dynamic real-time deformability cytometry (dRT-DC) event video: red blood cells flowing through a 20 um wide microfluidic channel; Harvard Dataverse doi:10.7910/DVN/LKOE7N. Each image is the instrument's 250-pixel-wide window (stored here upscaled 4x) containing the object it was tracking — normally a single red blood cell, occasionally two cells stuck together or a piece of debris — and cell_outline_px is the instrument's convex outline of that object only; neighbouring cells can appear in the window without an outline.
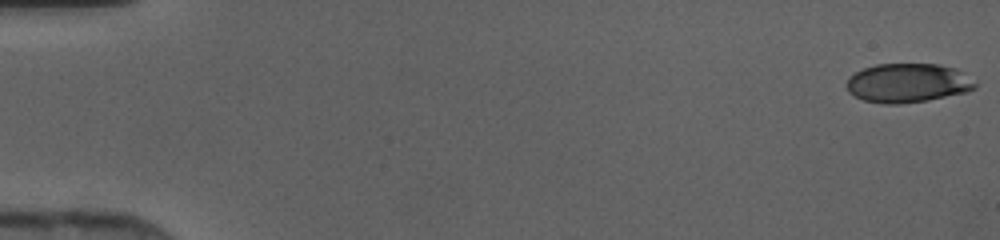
{"species": "human", "species_latin": "Homo sapiens", "temperature_condition": "cold", "stored_images_in_passage": 46, "camera_frame_rate_fps": 3000, "um_per_image_px": 0.085, "donor": {"sex": "female"}, "frame": {"image": 1, "passage_image": 1, "time_ms": 0.0, "image_size_px": [1000, 240], "cell_outline_px": [[976, 88], [968, 92], [928, 100], [900, 104], [884, 104], [864, 100], [848, 92], [844, 84], [848, 76], [864, 68], [876, 64], [940, 64], [956, 68], [976, 84]], "centroid_in_image_um": [77.12, 7.06], "position_along_channel_um": 7.9, "area_um2": 29.42}}
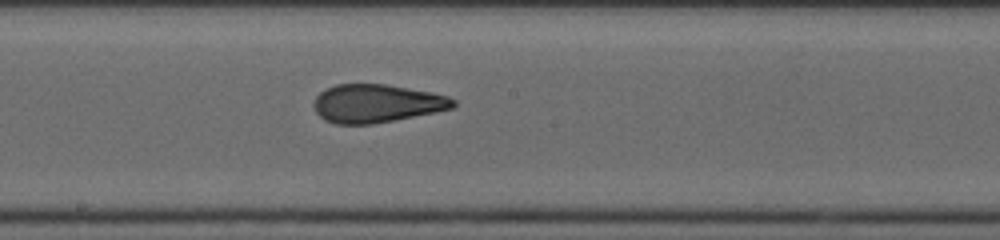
{"frame": {"image": 2, "passage_image": 26, "time_ms": 8.333, "image_size_px": [1000, 240], "cell_outline_px": [[456, 104], [452, 108], [436, 112], [372, 124], [336, 124], [324, 120], [316, 112], [312, 104], [316, 96], [320, 92], [336, 84], [384, 84], [432, 92], [448, 96], [456, 100]], "centroid_in_image_um": [32.0, 8.79], "position_along_channel_um": 216.2, "area_um2": 31.04}}
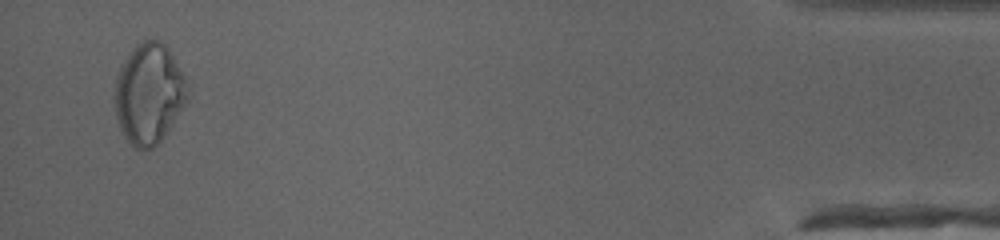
{"frame": {"image": 3, "passage_image": 45, "time_ms": 14.667, "image_size_px": [1000, 240], "cell_outline_px": [[188, 96], [184, 104], [160, 140], [152, 148], [144, 152], [132, 148], [124, 136], [120, 128], [116, 116], [112, 96], [116, 76], [120, 64], [132, 48], [140, 40], [160, 40], [168, 48], [184, 76]], "centroid_in_image_um": [12.58, 7.96], "position_along_channel_um": 422.6, "area_um2": 42.77}}